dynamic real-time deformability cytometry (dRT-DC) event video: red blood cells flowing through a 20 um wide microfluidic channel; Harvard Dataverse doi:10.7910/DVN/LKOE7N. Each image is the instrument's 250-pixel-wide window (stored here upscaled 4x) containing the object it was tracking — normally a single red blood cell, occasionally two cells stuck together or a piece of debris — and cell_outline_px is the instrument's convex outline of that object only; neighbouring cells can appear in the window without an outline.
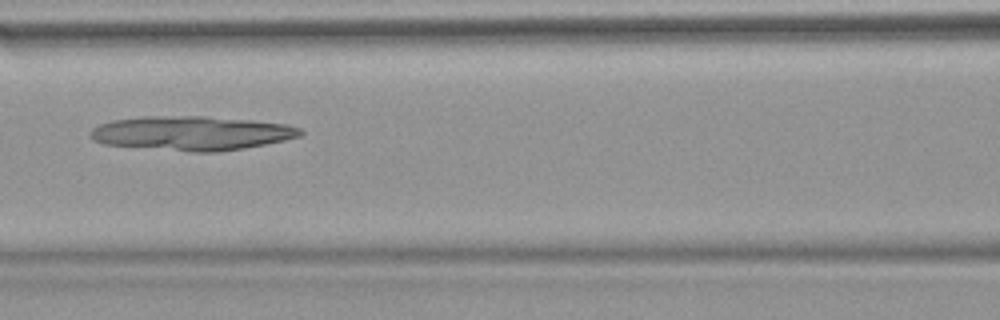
{"species": "common noctule bat (a hibernating species)", "species_latin": "Nyctalus noctula", "temperature_condition": "warm", "stored_images_in_passage": 42, "camera_frame_rate_fps": 3000, "um_per_image_px": 0.085, "animal": {"sex": "female", "body_mass_g": 18.4}, "frame": {"image": 1, "passage_image": 13, "time_ms": 4.0, "image_size_px": [1000, 320], "cell_outline_px": [[304, 132], [300, 136], [284, 140], [244, 148], [216, 152], [188, 152], [104, 144], [92, 140], [88, 136], [88, 132], [92, 128], [100, 124], [112, 120], [140, 116], [204, 116], [252, 120], [288, 124], [300, 128]], "centroid_in_image_um": [16.25, 11.32], "position_along_channel_um": 150.4, "area_um2": 42.19}}